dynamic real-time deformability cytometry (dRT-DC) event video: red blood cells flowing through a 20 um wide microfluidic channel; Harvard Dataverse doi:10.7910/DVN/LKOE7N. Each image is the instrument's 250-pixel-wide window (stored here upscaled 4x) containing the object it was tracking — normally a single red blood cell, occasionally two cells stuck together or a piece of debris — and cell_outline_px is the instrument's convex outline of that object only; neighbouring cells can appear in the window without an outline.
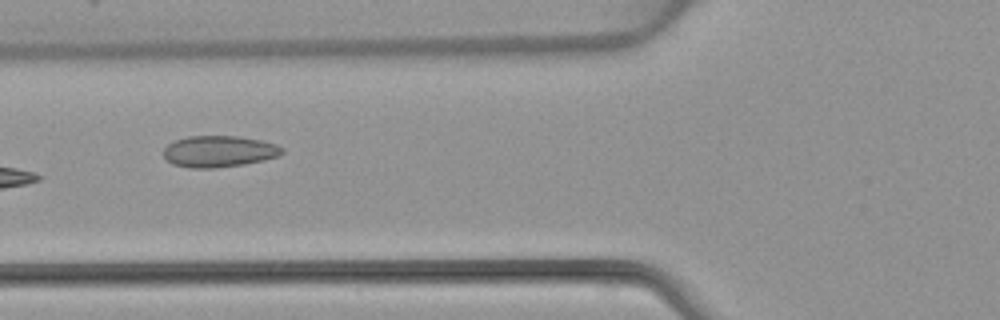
{"species": "common noctule bat (a hibernating species)", "species_latin": "Nyctalus noctula", "temperature_condition": "warm", "stored_images_in_passage": 6, "camera_frame_rate_fps": 3000, "um_per_image_px": 0.085, "animal": {"sex": "female", "body_mass_g": 22.7, "forearm_length_mm": 54.2}, "frame": {"image": 1, "passage_image": 5, "time_ms": 6.0, "image_size_px": [1000, 320], "cell_outline_px": [[284, 152], [280, 156], [264, 160], [244, 164], [216, 168], [188, 168], [172, 164], [164, 156], [164, 148], [168, 144], [176, 140], [188, 136], [236, 136], [260, 140], [276, 144], [284, 148]], "centroid_in_image_um": [18.63, 12.87], "position_along_channel_um": 107.2, "area_um2": 21.79}}
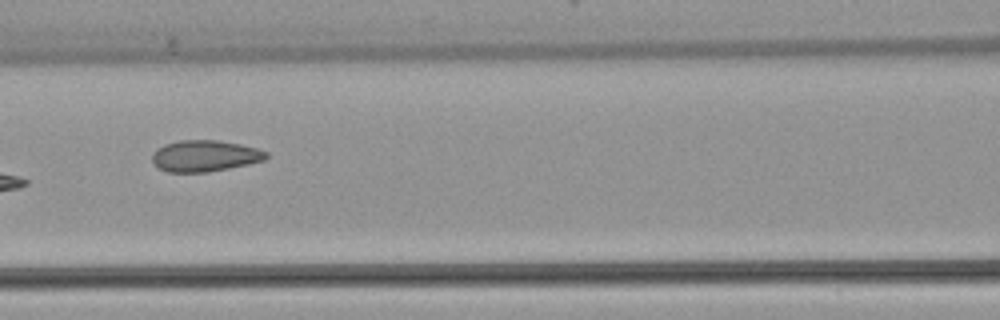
{"frame": {"image": 2, "passage_image": 6, "time_ms": 7.0, "image_size_px": [1000, 320], "cell_outline_px": [[268, 156], [264, 160], [248, 164], [208, 172], [168, 172], [160, 168], [152, 160], [152, 156], [156, 148], [164, 144], [180, 140], [216, 140], [240, 144], [256, 148], [268, 152]], "centroid_in_image_um": [17.41, 13.24], "position_along_channel_um": 149.2, "area_um2": 20.69}}